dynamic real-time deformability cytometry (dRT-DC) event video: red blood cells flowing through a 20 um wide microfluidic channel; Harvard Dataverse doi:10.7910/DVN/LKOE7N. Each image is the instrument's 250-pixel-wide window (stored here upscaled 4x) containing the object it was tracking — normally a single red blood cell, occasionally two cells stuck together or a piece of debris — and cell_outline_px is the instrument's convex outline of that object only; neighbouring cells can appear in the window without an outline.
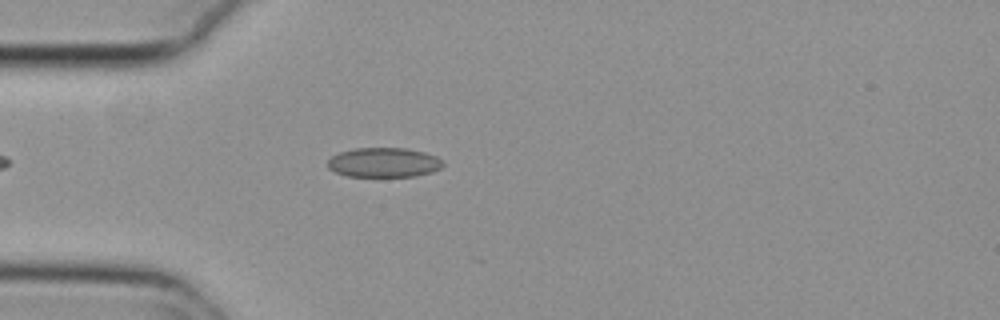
{"species": "common noctule bat (a hibernating species)", "species_latin": "Nyctalus noctula", "temperature_condition": "cold", "stored_images_in_passage": 28, "camera_frame_rate_fps": 3000, "um_per_image_px": 0.085, "animal": {"sex": "female", "body_mass_g": 29.2, "forearm_length_mm": 56.3}, "frame": {"image": 1, "passage_image": 6, "time_ms": 1.667, "image_size_px": [1000, 320], "cell_outline_px": [[444, 164], [440, 168], [432, 172], [416, 176], [348, 176], [336, 172], [328, 168], [328, 160], [332, 156], [340, 152], [352, 148], [408, 148], [424, 152], [436, 156], [444, 160]], "centroid_in_image_um": [32.65, 13.8], "position_along_channel_um": 52.3, "area_um2": 19.94}}
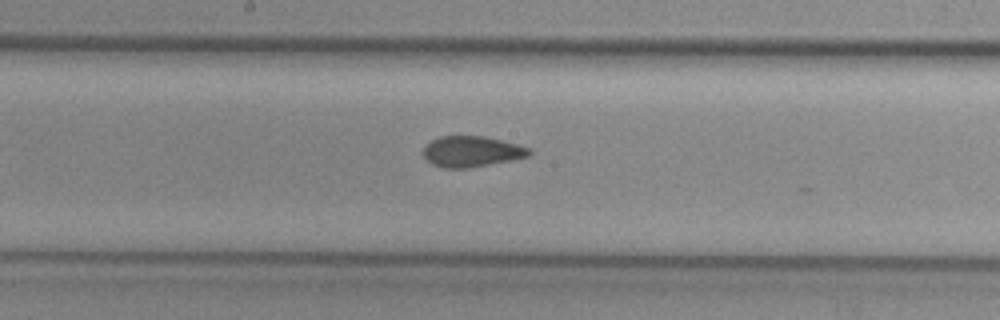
{"frame": {"image": 2, "passage_image": 19, "time_ms": 6.0, "image_size_px": [1000, 320], "cell_outline_px": [[532, 152], [528, 156], [512, 160], [468, 168], [444, 168], [432, 164], [424, 156], [424, 144], [440, 136], [484, 136], [516, 144], [528, 148]], "centroid_in_image_um": [40.06, 12.88], "position_along_channel_um": 208.1, "area_um2": 18.84}}
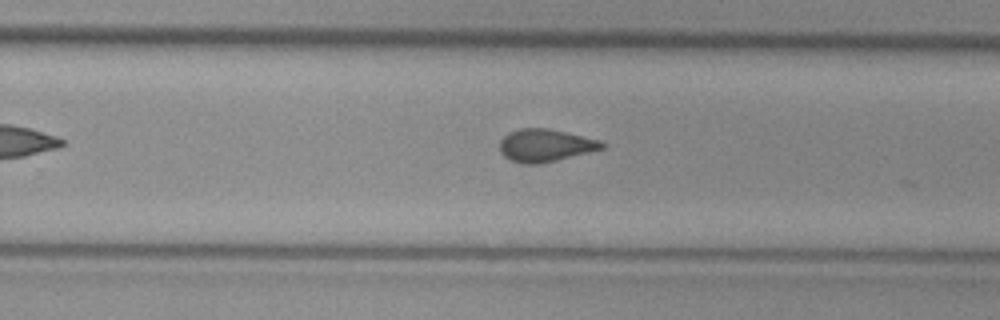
{"frame": {"image": 3, "passage_image": 25, "time_ms": 8.0, "image_size_px": [1000, 320], "cell_outline_px": [[604, 148], [540, 164], [520, 164], [508, 160], [500, 152], [500, 140], [508, 132], [520, 128], [548, 128], [600, 140], [604, 144]], "centroid_in_image_um": [46.29, 12.36], "position_along_channel_um": 283.5, "area_um2": 19.42}}